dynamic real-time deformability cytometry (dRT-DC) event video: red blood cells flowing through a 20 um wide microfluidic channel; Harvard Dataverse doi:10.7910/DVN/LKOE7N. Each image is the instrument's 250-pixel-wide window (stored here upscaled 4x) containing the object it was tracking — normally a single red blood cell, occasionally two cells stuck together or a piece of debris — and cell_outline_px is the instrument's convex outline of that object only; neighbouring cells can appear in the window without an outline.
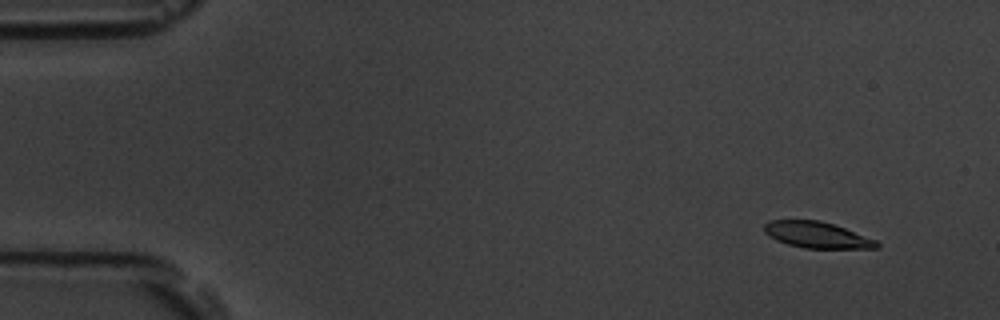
{"species": "common noctule bat (a hibernating species)", "species_latin": "Nyctalus noctula", "temperature_condition": "room temperature", "stored_images_in_passage": 57, "camera_frame_rate_fps": 3000, "um_per_image_px": 0.085, "animal": {"sex": "male", "body_mass_g": 19.5, "forearm_length_mm": 54.6}, "frame": {"image": 1, "passage_image": 4, "time_ms": 1.0, "image_size_px": [1000, 320], "cell_outline_px": [[880, 248], [804, 248], [788, 244], [776, 240], [768, 236], [764, 232], [764, 224], [772, 220], [820, 220], [844, 228], [876, 240], [880, 244]], "centroid_in_image_um": [69.42, 19.97], "position_along_channel_um": 15.6, "area_um2": 17.05}}
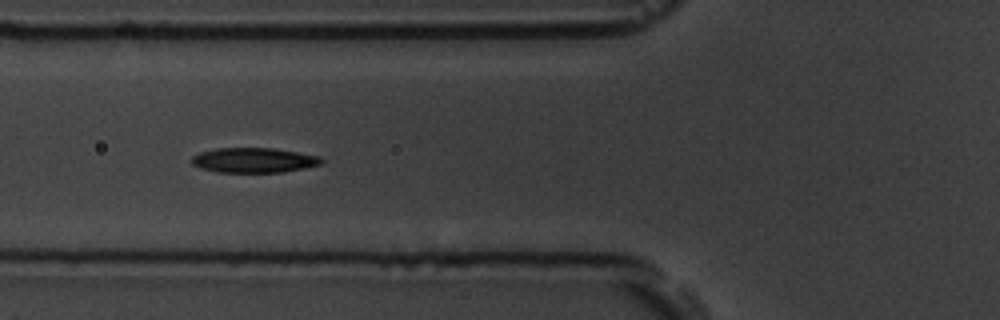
{"frame": {"image": 2, "passage_image": 21, "time_ms": 6.667, "image_size_px": [1000, 320], "cell_outline_px": [[324, 160], [320, 164], [304, 168], [284, 172], [216, 172], [200, 168], [192, 164], [192, 156], [200, 152], [216, 148], [272, 148], [320, 156]], "centroid_in_image_um": [21.56, 13.62], "position_along_channel_um": 104.2, "area_um2": 18.79}}
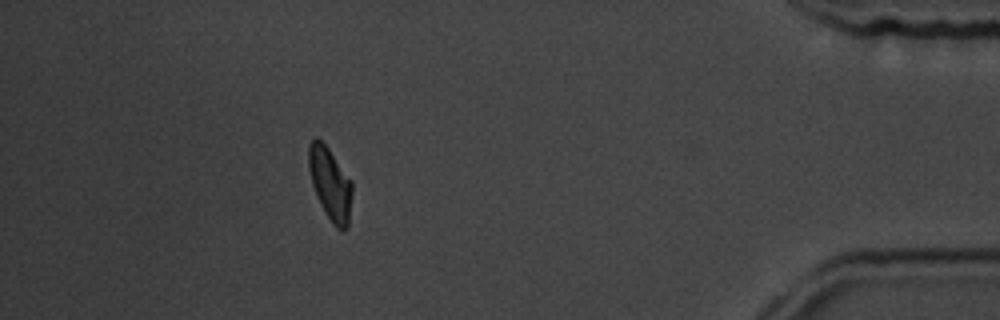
{"frame": {"image": 3, "passage_image": 51, "time_ms": 16.667, "image_size_px": [1000, 320], "cell_outline_px": [[352, 192], [348, 228], [344, 232], [340, 232], [332, 224], [324, 212], [316, 196], [312, 184], [308, 168], [308, 144], [316, 136], [328, 148], [352, 180]], "centroid_in_image_um": [28.07, 15.66], "position_along_channel_um": 407.1, "area_um2": 18.73}, "authors_computed_cell_mechanics": {"area_um2": 18.496, "velocity_mm_per_s": 3.5504, "shape_relaxation_time_tau1_ms": 2.7743, "shape_relaxation_time_tau2_ms": 1.7644, "deformation_change_tau1": 0.1255, "deformation_change_tau2": 0.0625}}